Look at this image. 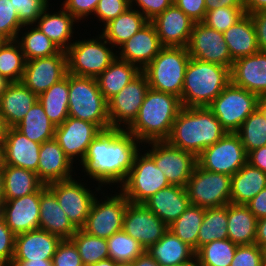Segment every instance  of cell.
<instances>
[{"instance_id": "6da1fadb", "label": "cell", "mask_w": 266, "mask_h": 266, "mask_svg": "<svg viewBox=\"0 0 266 266\" xmlns=\"http://www.w3.org/2000/svg\"><path fill=\"white\" fill-rule=\"evenodd\" d=\"M137 143L140 141L123 128L102 130L92 140L80 163L87 174L99 183L123 184L139 152Z\"/></svg>"}, {"instance_id": "7a4b0ae2", "label": "cell", "mask_w": 266, "mask_h": 266, "mask_svg": "<svg viewBox=\"0 0 266 266\" xmlns=\"http://www.w3.org/2000/svg\"><path fill=\"white\" fill-rule=\"evenodd\" d=\"M226 133L209 107H182L166 141L197 157Z\"/></svg>"}, {"instance_id": "3957f363", "label": "cell", "mask_w": 266, "mask_h": 266, "mask_svg": "<svg viewBox=\"0 0 266 266\" xmlns=\"http://www.w3.org/2000/svg\"><path fill=\"white\" fill-rule=\"evenodd\" d=\"M182 107L179 97L149 88L136 119L126 130L140 142L166 140Z\"/></svg>"}, {"instance_id": "277c9868", "label": "cell", "mask_w": 266, "mask_h": 266, "mask_svg": "<svg viewBox=\"0 0 266 266\" xmlns=\"http://www.w3.org/2000/svg\"><path fill=\"white\" fill-rule=\"evenodd\" d=\"M230 82V68L190 58L181 104L183 107H208Z\"/></svg>"}, {"instance_id": "5b68a950", "label": "cell", "mask_w": 266, "mask_h": 266, "mask_svg": "<svg viewBox=\"0 0 266 266\" xmlns=\"http://www.w3.org/2000/svg\"><path fill=\"white\" fill-rule=\"evenodd\" d=\"M190 58L187 47L164 46L142 70L149 88L181 99L185 71Z\"/></svg>"}, {"instance_id": "8992f818", "label": "cell", "mask_w": 266, "mask_h": 266, "mask_svg": "<svg viewBox=\"0 0 266 266\" xmlns=\"http://www.w3.org/2000/svg\"><path fill=\"white\" fill-rule=\"evenodd\" d=\"M69 116L96 124L101 130L110 128L108 102L99 90L96 78L69 73Z\"/></svg>"}, {"instance_id": "52a82bcc", "label": "cell", "mask_w": 266, "mask_h": 266, "mask_svg": "<svg viewBox=\"0 0 266 266\" xmlns=\"http://www.w3.org/2000/svg\"><path fill=\"white\" fill-rule=\"evenodd\" d=\"M185 189L190 204L205 209L226 206L231 202V176L204 170L198 165Z\"/></svg>"}, {"instance_id": "ba28073f", "label": "cell", "mask_w": 266, "mask_h": 266, "mask_svg": "<svg viewBox=\"0 0 266 266\" xmlns=\"http://www.w3.org/2000/svg\"><path fill=\"white\" fill-rule=\"evenodd\" d=\"M259 96L231 82L208 106L227 133H235L258 108Z\"/></svg>"}, {"instance_id": "9c48e42d", "label": "cell", "mask_w": 266, "mask_h": 266, "mask_svg": "<svg viewBox=\"0 0 266 266\" xmlns=\"http://www.w3.org/2000/svg\"><path fill=\"white\" fill-rule=\"evenodd\" d=\"M99 40H80L70 45L66 50L68 73L97 78L111 64L117 56L106 47L108 42L102 35Z\"/></svg>"}, {"instance_id": "30bf717a", "label": "cell", "mask_w": 266, "mask_h": 266, "mask_svg": "<svg viewBox=\"0 0 266 266\" xmlns=\"http://www.w3.org/2000/svg\"><path fill=\"white\" fill-rule=\"evenodd\" d=\"M169 185L154 160L147 153L142 156L137 153L121 190L130 203L143 204L156 192Z\"/></svg>"}, {"instance_id": "8fae6325", "label": "cell", "mask_w": 266, "mask_h": 266, "mask_svg": "<svg viewBox=\"0 0 266 266\" xmlns=\"http://www.w3.org/2000/svg\"><path fill=\"white\" fill-rule=\"evenodd\" d=\"M248 154L236 133H226L197 156V165L204 170L236 174L246 163Z\"/></svg>"}, {"instance_id": "7c38bea8", "label": "cell", "mask_w": 266, "mask_h": 266, "mask_svg": "<svg viewBox=\"0 0 266 266\" xmlns=\"http://www.w3.org/2000/svg\"><path fill=\"white\" fill-rule=\"evenodd\" d=\"M149 144L153 148L147 154L164 173L170 185L185 187L197 165V157L172 146L166 140L151 141Z\"/></svg>"}, {"instance_id": "4fadbf2b", "label": "cell", "mask_w": 266, "mask_h": 266, "mask_svg": "<svg viewBox=\"0 0 266 266\" xmlns=\"http://www.w3.org/2000/svg\"><path fill=\"white\" fill-rule=\"evenodd\" d=\"M130 202L121 192L99 203L95 198L84 226L86 233L107 239L123 229V218L127 205Z\"/></svg>"}, {"instance_id": "5bb4252c", "label": "cell", "mask_w": 266, "mask_h": 266, "mask_svg": "<svg viewBox=\"0 0 266 266\" xmlns=\"http://www.w3.org/2000/svg\"><path fill=\"white\" fill-rule=\"evenodd\" d=\"M187 49L191 58L203 62L216 63L230 69L234 62L223 33L202 22L194 23Z\"/></svg>"}, {"instance_id": "9a60e30c", "label": "cell", "mask_w": 266, "mask_h": 266, "mask_svg": "<svg viewBox=\"0 0 266 266\" xmlns=\"http://www.w3.org/2000/svg\"><path fill=\"white\" fill-rule=\"evenodd\" d=\"M148 89V80L145 74L141 72L120 92L107 101L110 128L121 129V122L128 127L133 123Z\"/></svg>"}, {"instance_id": "2e32d148", "label": "cell", "mask_w": 266, "mask_h": 266, "mask_svg": "<svg viewBox=\"0 0 266 266\" xmlns=\"http://www.w3.org/2000/svg\"><path fill=\"white\" fill-rule=\"evenodd\" d=\"M67 73V54L61 50L56 55L26 61L21 82L39 96L65 78Z\"/></svg>"}, {"instance_id": "e0dca14e", "label": "cell", "mask_w": 266, "mask_h": 266, "mask_svg": "<svg viewBox=\"0 0 266 266\" xmlns=\"http://www.w3.org/2000/svg\"><path fill=\"white\" fill-rule=\"evenodd\" d=\"M56 196L60 207L71 223L81 229L90 213L95 196L86 186L73 180L52 182L46 185Z\"/></svg>"}, {"instance_id": "ac0fdd59", "label": "cell", "mask_w": 266, "mask_h": 266, "mask_svg": "<svg viewBox=\"0 0 266 266\" xmlns=\"http://www.w3.org/2000/svg\"><path fill=\"white\" fill-rule=\"evenodd\" d=\"M122 230L146 250L163 237L168 226L144 204L129 203L125 210Z\"/></svg>"}, {"instance_id": "d6986e66", "label": "cell", "mask_w": 266, "mask_h": 266, "mask_svg": "<svg viewBox=\"0 0 266 266\" xmlns=\"http://www.w3.org/2000/svg\"><path fill=\"white\" fill-rule=\"evenodd\" d=\"M101 131L96 124L69 116L55 128L54 139L72 163L77 155L82 162L88 146Z\"/></svg>"}, {"instance_id": "ffe728a7", "label": "cell", "mask_w": 266, "mask_h": 266, "mask_svg": "<svg viewBox=\"0 0 266 266\" xmlns=\"http://www.w3.org/2000/svg\"><path fill=\"white\" fill-rule=\"evenodd\" d=\"M39 204L40 188L32 194L4 201L3 219L15 235L39 229Z\"/></svg>"}, {"instance_id": "44dd1931", "label": "cell", "mask_w": 266, "mask_h": 266, "mask_svg": "<svg viewBox=\"0 0 266 266\" xmlns=\"http://www.w3.org/2000/svg\"><path fill=\"white\" fill-rule=\"evenodd\" d=\"M163 46L187 47L194 21L174 3L151 20Z\"/></svg>"}, {"instance_id": "7402d4cb", "label": "cell", "mask_w": 266, "mask_h": 266, "mask_svg": "<svg viewBox=\"0 0 266 266\" xmlns=\"http://www.w3.org/2000/svg\"><path fill=\"white\" fill-rule=\"evenodd\" d=\"M231 83L256 95L266 96V51H259L233 62Z\"/></svg>"}, {"instance_id": "603a6c76", "label": "cell", "mask_w": 266, "mask_h": 266, "mask_svg": "<svg viewBox=\"0 0 266 266\" xmlns=\"http://www.w3.org/2000/svg\"><path fill=\"white\" fill-rule=\"evenodd\" d=\"M163 47L154 24L149 21L119 47L122 49L119 59L134 65L137 63L143 70Z\"/></svg>"}, {"instance_id": "cb8c5ba5", "label": "cell", "mask_w": 266, "mask_h": 266, "mask_svg": "<svg viewBox=\"0 0 266 266\" xmlns=\"http://www.w3.org/2000/svg\"><path fill=\"white\" fill-rule=\"evenodd\" d=\"M61 241L60 237L41 229L17 234L12 261L53 260Z\"/></svg>"}, {"instance_id": "d4e9b609", "label": "cell", "mask_w": 266, "mask_h": 266, "mask_svg": "<svg viewBox=\"0 0 266 266\" xmlns=\"http://www.w3.org/2000/svg\"><path fill=\"white\" fill-rule=\"evenodd\" d=\"M40 146L15 127L8 128L3 144L4 164L37 172Z\"/></svg>"}, {"instance_id": "484cf974", "label": "cell", "mask_w": 266, "mask_h": 266, "mask_svg": "<svg viewBox=\"0 0 266 266\" xmlns=\"http://www.w3.org/2000/svg\"><path fill=\"white\" fill-rule=\"evenodd\" d=\"M39 229L63 239H70L78 230L60 207L55 194L46 186L40 187Z\"/></svg>"}, {"instance_id": "4316f807", "label": "cell", "mask_w": 266, "mask_h": 266, "mask_svg": "<svg viewBox=\"0 0 266 266\" xmlns=\"http://www.w3.org/2000/svg\"><path fill=\"white\" fill-rule=\"evenodd\" d=\"M39 156L36 174L44 185L72 178V162L55 139L41 144Z\"/></svg>"}, {"instance_id": "83f0119b", "label": "cell", "mask_w": 266, "mask_h": 266, "mask_svg": "<svg viewBox=\"0 0 266 266\" xmlns=\"http://www.w3.org/2000/svg\"><path fill=\"white\" fill-rule=\"evenodd\" d=\"M143 204L169 226L187 209L190 202L185 187L169 185Z\"/></svg>"}, {"instance_id": "f1b7e54d", "label": "cell", "mask_w": 266, "mask_h": 266, "mask_svg": "<svg viewBox=\"0 0 266 266\" xmlns=\"http://www.w3.org/2000/svg\"><path fill=\"white\" fill-rule=\"evenodd\" d=\"M38 101L22 82H12L0 96V115L8 128L15 127Z\"/></svg>"}, {"instance_id": "f546056e", "label": "cell", "mask_w": 266, "mask_h": 266, "mask_svg": "<svg viewBox=\"0 0 266 266\" xmlns=\"http://www.w3.org/2000/svg\"><path fill=\"white\" fill-rule=\"evenodd\" d=\"M146 252L160 266H180L195 259V250L169 229L157 243L149 246Z\"/></svg>"}, {"instance_id": "4dcf8cb0", "label": "cell", "mask_w": 266, "mask_h": 266, "mask_svg": "<svg viewBox=\"0 0 266 266\" xmlns=\"http://www.w3.org/2000/svg\"><path fill=\"white\" fill-rule=\"evenodd\" d=\"M223 35L233 61L260 51L251 15L246 14Z\"/></svg>"}, {"instance_id": "1f68e13d", "label": "cell", "mask_w": 266, "mask_h": 266, "mask_svg": "<svg viewBox=\"0 0 266 266\" xmlns=\"http://www.w3.org/2000/svg\"><path fill=\"white\" fill-rule=\"evenodd\" d=\"M227 220L228 239L236 245L255 243L258 219L247 205L230 202L227 205Z\"/></svg>"}, {"instance_id": "d6a6232c", "label": "cell", "mask_w": 266, "mask_h": 266, "mask_svg": "<svg viewBox=\"0 0 266 266\" xmlns=\"http://www.w3.org/2000/svg\"><path fill=\"white\" fill-rule=\"evenodd\" d=\"M142 70L139 66L131 64L118 56L111 64L96 78L102 95L108 101L120 92L129 82L135 79Z\"/></svg>"}, {"instance_id": "836d02e7", "label": "cell", "mask_w": 266, "mask_h": 266, "mask_svg": "<svg viewBox=\"0 0 266 266\" xmlns=\"http://www.w3.org/2000/svg\"><path fill=\"white\" fill-rule=\"evenodd\" d=\"M266 187V173L246 163L231 176V203L246 205Z\"/></svg>"}, {"instance_id": "e575fe53", "label": "cell", "mask_w": 266, "mask_h": 266, "mask_svg": "<svg viewBox=\"0 0 266 266\" xmlns=\"http://www.w3.org/2000/svg\"><path fill=\"white\" fill-rule=\"evenodd\" d=\"M129 7L121 15L104 25L102 36L109 44L121 46L134 34H136L149 20L141 13V10H132Z\"/></svg>"}, {"instance_id": "d590c367", "label": "cell", "mask_w": 266, "mask_h": 266, "mask_svg": "<svg viewBox=\"0 0 266 266\" xmlns=\"http://www.w3.org/2000/svg\"><path fill=\"white\" fill-rule=\"evenodd\" d=\"M47 7L38 18L37 27L51 41H53L61 50L66 51L72 43H69L72 37L73 22L75 18L64 8L59 13L50 15L46 13ZM66 42H68L66 44Z\"/></svg>"}, {"instance_id": "8d00e7d4", "label": "cell", "mask_w": 266, "mask_h": 266, "mask_svg": "<svg viewBox=\"0 0 266 266\" xmlns=\"http://www.w3.org/2000/svg\"><path fill=\"white\" fill-rule=\"evenodd\" d=\"M68 98L69 73L38 96L44 112L55 127L61 125L69 117Z\"/></svg>"}, {"instance_id": "74e56055", "label": "cell", "mask_w": 266, "mask_h": 266, "mask_svg": "<svg viewBox=\"0 0 266 266\" xmlns=\"http://www.w3.org/2000/svg\"><path fill=\"white\" fill-rule=\"evenodd\" d=\"M5 200H13L36 192L43 183L36 172L28 169L3 165Z\"/></svg>"}, {"instance_id": "f35d334b", "label": "cell", "mask_w": 266, "mask_h": 266, "mask_svg": "<svg viewBox=\"0 0 266 266\" xmlns=\"http://www.w3.org/2000/svg\"><path fill=\"white\" fill-rule=\"evenodd\" d=\"M15 128L29 140L42 144L54 139L55 126L37 101Z\"/></svg>"}, {"instance_id": "ab89813d", "label": "cell", "mask_w": 266, "mask_h": 266, "mask_svg": "<svg viewBox=\"0 0 266 266\" xmlns=\"http://www.w3.org/2000/svg\"><path fill=\"white\" fill-rule=\"evenodd\" d=\"M205 208L190 204L187 209L168 226L178 238L197 251V238L203 223Z\"/></svg>"}, {"instance_id": "60d3db41", "label": "cell", "mask_w": 266, "mask_h": 266, "mask_svg": "<svg viewBox=\"0 0 266 266\" xmlns=\"http://www.w3.org/2000/svg\"><path fill=\"white\" fill-rule=\"evenodd\" d=\"M227 205L205 209L197 238V250L214 241L228 239Z\"/></svg>"}, {"instance_id": "b9f144b4", "label": "cell", "mask_w": 266, "mask_h": 266, "mask_svg": "<svg viewBox=\"0 0 266 266\" xmlns=\"http://www.w3.org/2000/svg\"><path fill=\"white\" fill-rule=\"evenodd\" d=\"M25 65L26 59L17 39L5 41L0 46V74L9 82H21Z\"/></svg>"}, {"instance_id": "7bdbcfd3", "label": "cell", "mask_w": 266, "mask_h": 266, "mask_svg": "<svg viewBox=\"0 0 266 266\" xmlns=\"http://www.w3.org/2000/svg\"><path fill=\"white\" fill-rule=\"evenodd\" d=\"M70 239L76 245L84 266L109 258L107 239L90 235L82 229H78Z\"/></svg>"}, {"instance_id": "ee69618b", "label": "cell", "mask_w": 266, "mask_h": 266, "mask_svg": "<svg viewBox=\"0 0 266 266\" xmlns=\"http://www.w3.org/2000/svg\"><path fill=\"white\" fill-rule=\"evenodd\" d=\"M238 245L230 239L214 240L195 252L200 266H230Z\"/></svg>"}, {"instance_id": "f6af8a7d", "label": "cell", "mask_w": 266, "mask_h": 266, "mask_svg": "<svg viewBox=\"0 0 266 266\" xmlns=\"http://www.w3.org/2000/svg\"><path fill=\"white\" fill-rule=\"evenodd\" d=\"M235 133L239 136L247 154L266 146V118L257 108Z\"/></svg>"}, {"instance_id": "bcb514c9", "label": "cell", "mask_w": 266, "mask_h": 266, "mask_svg": "<svg viewBox=\"0 0 266 266\" xmlns=\"http://www.w3.org/2000/svg\"><path fill=\"white\" fill-rule=\"evenodd\" d=\"M20 44L26 61L58 54L61 49L51 41L38 27L22 36Z\"/></svg>"}, {"instance_id": "7dc6e473", "label": "cell", "mask_w": 266, "mask_h": 266, "mask_svg": "<svg viewBox=\"0 0 266 266\" xmlns=\"http://www.w3.org/2000/svg\"><path fill=\"white\" fill-rule=\"evenodd\" d=\"M107 243L109 258L115 262L132 263L146 251L137 240L130 237L123 230L107 238Z\"/></svg>"}, {"instance_id": "c3c4849f", "label": "cell", "mask_w": 266, "mask_h": 266, "mask_svg": "<svg viewBox=\"0 0 266 266\" xmlns=\"http://www.w3.org/2000/svg\"><path fill=\"white\" fill-rule=\"evenodd\" d=\"M246 15L244 7H221L207 11L202 21L206 26L224 33Z\"/></svg>"}, {"instance_id": "681fc988", "label": "cell", "mask_w": 266, "mask_h": 266, "mask_svg": "<svg viewBox=\"0 0 266 266\" xmlns=\"http://www.w3.org/2000/svg\"><path fill=\"white\" fill-rule=\"evenodd\" d=\"M24 27L10 0H0V36L6 41L16 40Z\"/></svg>"}, {"instance_id": "f907efd6", "label": "cell", "mask_w": 266, "mask_h": 266, "mask_svg": "<svg viewBox=\"0 0 266 266\" xmlns=\"http://www.w3.org/2000/svg\"><path fill=\"white\" fill-rule=\"evenodd\" d=\"M15 7L21 24L25 27L37 22L39 16L48 7V0H10Z\"/></svg>"}, {"instance_id": "816d5d0a", "label": "cell", "mask_w": 266, "mask_h": 266, "mask_svg": "<svg viewBox=\"0 0 266 266\" xmlns=\"http://www.w3.org/2000/svg\"><path fill=\"white\" fill-rule=\"evenodd\" d=\"M230 266H265L264 250L255 243L238 245Z\"/></svg>"}, {"instance_id": "f5cc1de1", "label": "cell", "mask_w": 266, "mask_h": 266, "mask_svg": "<svg viewBox=\"0 0 266 266\" xmlns=\"http://www.w3.org/2000/svg\"><path fill=\"white\" fill-rule=\"evenodd\" d=\"M53 266H84L79 251L71 239H63L53 256Z\"/></svg>"}, {"instance_id": "db71d44e", "label": "cell", "mask_w": 266, "mask_h": 266, "mask_svg": "<svg viewBox=\"0 0 266 266\" xmlns=\"http://www.w3.org/2000/svg\"><path fill=\"white\" fill-rule=\"evenodd\" d=\"M130 7V0H99L96 14L105 25Z\"/></svg>"}, {"instance_id": "11a10c76", "label": "cell", "mask_w": 266, "mask_h": 266, "mask_svg": "<svg viewBox=\"0 0 266 266\" xmlns=\"http://www.w3.org/2000/svg\"><path fill=\"white\" fill-rule=\"evenodd\" d=\"M16 235L0 220V266H10L14 256Z\"/></svg>"}, {"instance_id": "9f6ffc18", "label": "cell", "mask_w": 266, "mask_h": 266, "mask_svg": "<svg viewBox=\"0 0 266 266\" xmlns=\"http://www.w3.org/2000/svg\"><path fill=\"white\" fill-rule=\"evenodd\" d=\"M99 0H66L63 8L68 11L75 20H79L90 13H95Z\"/></svg>"}, {"instance_id": "6f0895ef", "label": "cell", "mask_w": 266, "mask_h": 266, "mask_svg": "<svg viewBox=\"0 0 266 266\" xmlns=\"http://www.w3.org/2000/svg\"><path fill=\"white\" fill-rule=\"evenodd\" d=\"M173 3L195 23L204 20L206 14L205 0H173Z\"/></svg>"}, {"instance_id": "680465c9", "label": "cell", "mask_w": 266, "mask_h": 266, "mask_svg": "<svg viewBox=\"0 0 266 266\" xmlns=\"http://www.w3.org/2000/svg\"><path fill=\"white\" fill-rule=\"evenodd\" d=\"M135 1L139 8L142 9V14L151 21L158 14L163 13L169 6L173 4V0H130V7Z\"/></svg>"}, {"instance_id": "91938a15", "label": "cell", "mask_w": 266, "mask_h": 266, "mask_svg": "<svg viewBox=\"0 0 266 266\" xmlns=\"http://www.w3.org/2000/svg\"><path fill=\"white\" fill-rule=\"evenodd\" d=\"M260 51H266V10L251 14Z\"/></svg>"}, {"instance_id": "94428289", "label": "cell", "mask_w": 266, "mask_h": 266, "mask_svg": "<svg viewBox=\"0 0 266 266\" xmlns=\"http://www.w3.org/2000/svg\"><path fill=\"white\" fill-rule=\"evenodd\" d=\"M246 205L257 219L266 217V187Z\"/></svg>"}, {"instance_id": "6125c7cd", "label": "cell", "mask_w": 266, "mask_h": 266, "mask_svg": "<svg viewBox=\"0 0 266 266\" xmlns=\"http://www.w3.org/2000/svg\"><path fill=\"white\" fill-rule=\"evenodd\" d=\"M247 163L255 168H259L266 173V146L257 148L248 153Z\"/></svg>"}, {"instance_id": "be15d7a7", "label": "cell", "mask_w": 266, "mask_h": 266, "mask_svg": "<svg viewBox=\"0 0 266 266\" xmlns=\"http://www.w3.org/2000/svg\"><path fill=\"white\" fill-rule=\"evenodd\" d=\"M206 12L221 7H244V0H205Z\"/></svg>"}, {"instance_id": "e7e4bbea", "label": "cell", "mask_w": 266, "mask_h": 266, "mask_svg": "<svg viewBox=\"0 0 266 266\" xmlns=\"http://www.w3.org/2000/svg\"><path fill=\"white\" fill-rule=\"evenodd\" d=\"M255 244L263 250L266 248V217L257 220Z\"/></svg>"}, {"instance_id": "03108f58", "label": "cell", "mask_w": 266, "mask_h": 266, "mask_svg": "<svg viewBox=\"0 0 266 266\" xmlns=\"http://www.w3.org/2000/svg\"><path fill=\"white\" fill-rule=\"evenodd\" d=\"M266 10V0H244V11L247 15Z\"/></svg>"}, {"instance_id": "003e7915", "label": "cell", "mask_w": 266, "mask_h": 266, "mask_svg": "<svg viewBox=\"0 0 266 266\" xmlns=\"http://www.w3.org/2000/svg\"><path fill=\"white\" fill-rule=\"evenodd\" d=\"M132 266H160L146 251L137 257Z\"/></svg>"}, {"instance_id": "a7ac6f4b", "label": "cell", "mask_w": 266, "mask_h": 266, "mask_svg": "<svg viewBox=\"0 0 266 266\" xmlns=\"http://www.w3.org/2000/svg\"><path fill=\"white\" fill-rule=\"evenodd\" d=\"M10 266H53L52 260L12 261Z\"/></svg>"}, {"instance_id": "89a4df30", "label": "cell", "mask_w": 266, "mask_h": 266, "mask_svg": "<svg viewBox=\"0 0 266 266\" xmlns=\"http://www.w3.org/2000/svg\"><path fill=\"white\" fill-rule=\"evenodd\" d=\"M7 130H8V126H7L4 118L0 115V146H3V144H4Z\"/></svg>"}, {"instance_id": "2644e50d", "label": "cell", "mask_w": 266, "mask_h": 266, "mask_svg": "<svg viewBox=\"0 0 266 266\" xmlns=\"http://www.w3.org/2000/svg\"><path fill=\"white\" fill-rule=\"evenodd\" d=\"M258 109L266 118V96H260L258 100Z\"/></svg>"}, {"instance_id": "8c879c8a", "label": "cell", "mask_w": 266, "mask_h": 266, "mask_svg": "<svg viewBox=\"0 0 266 266\" xmlns=\"http://www.w3.org/2000/svg\"><path fill=\"white\" fill-rule=\"evenodd\" d=\"M5 201V194H4V175L2 168L0 169V202Z\"/></svg>"}, {"instance_id": "753ad0ef", "label": "cell", "mask_w": 266, "mask_h": 266, "mask_svg": "<svg viewBox=\"0 0 266 266\" xmlns=\"http://www.w3.org/2000/svg\"><path fill=\"white\" fill-rule=\"evenodd\" d=\"M11 82H9L6 78H4L1 74H0V96L1 94L6 90V88L8 87V85Z\"/></svg>"}, {"instance_id": "34e18365", "label": "cell", "mask_w": 266, "mask_h": 266, "mask_svg": "<svg viewBox=\"0 0 266 266\" xmlns=\"http://www.w3.org/2000/svg\"><path fill=\"white\" fill-rule=\"evenodd\" d=\"M92 266H115V261H113L112 259L108 258V259H105V260L98 261L97 263H95Z\"/></svg>"}, {"instance_id": "11e5206c", "label": "cell", "mask_w": 266, "mask_h": 266, "mask_svg": "<svg viewBox=\"0 0 266 266\" xmlns=\"http://www.w3.org/2000/svg\"><path fill=\"white\" fill-rule=\"evenodd\" d=\"M180 266H200V264L198 263L197 259L195 258V260L193 259L192 261H190L186 264L180 265Z\"/></svg>"}, {"instance_id": "2a66077c", "label": "cell", "mask_w": 266, "mask_h": 266, "mask_svg": "<svg viewBox=\"0 0 266 266\" xmlns=\"http://www.w3.org/2000/svg\"><path fill=\"white\" fill-rule=\"evenodd\" d=\"M4 157H3V146H0V169L3 168Z\"/></svg>"}, {"instance_id": "b9fcfbb0", "label": "cell", "mask_w": 266, "mask_h": 266, "mask_svg": "<svg viewBox=\"0 0 266 266\" xmlns=\"http://www.w3.org/2000/svg\"><path fill=\"white\" fill-rule=\"evenodd\" d=\"M115 266H132L129 262H115Z\"/></svg>"}, {"instance_id": "09005b40", "label": "cell", "mask_w": 266, "mask_h": 266, "mask_svg": "<svg viewBox=\"0 0 266 266\" xmlns=\"http://www.w3.org/2000/svg\"><path fill=\"white\" fill-rule=\"evenodd\" d=\"M3 205H4V202H0V220L3 219Z\"/></svg>"}, {"instance_id": "979ff035", "label": "cell", "mask_w": 266, "mask_h": 266, "mask_svg": "<svg viewBox=\"0 0 266 266\" xmlns=\"http://www.w3.org/2000/svg\"><path fill=\"white\" fill-rule=\"evenodd\" d=\"M6 40L0 36V46L5 42Z\"/></svg>"}, {"instance_id": "deb4b68c", "label": "cell", "mask_w": 266, "mask_h": 266, "mask_svg": "<svg viewBox=\"0 0 266 266\" xmlns=\"http://www.w3.org/2000/svg\"><path fill=\"white\" fill-rule=\"evenodd\" d=\"M264 258H265V266H266V248L264 249Z\"/></svg>"}]
</instances>
